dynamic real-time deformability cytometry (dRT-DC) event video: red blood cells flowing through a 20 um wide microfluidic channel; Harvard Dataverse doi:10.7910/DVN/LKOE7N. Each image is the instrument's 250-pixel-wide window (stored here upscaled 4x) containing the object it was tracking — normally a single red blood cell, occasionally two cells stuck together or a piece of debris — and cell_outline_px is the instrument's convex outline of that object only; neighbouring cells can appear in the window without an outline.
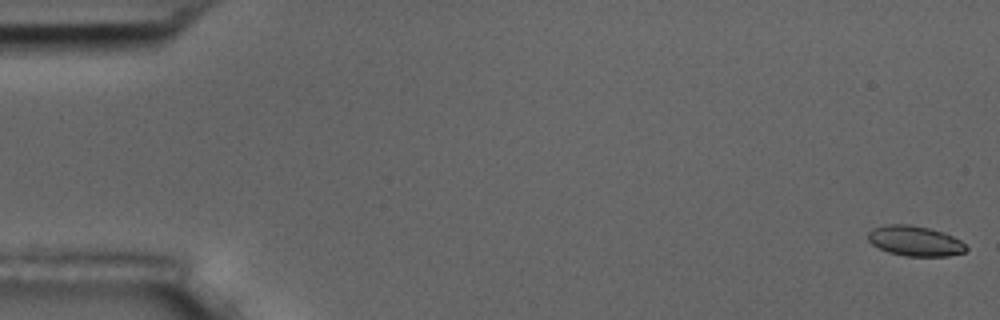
{"species": "common noctule bat (a hibernating species)", "species_latin": "Nyctalus noctula", "temperature_condition": "room temperature", "stored_images_in_passage": 6, "camera_frame_rate_fps": 3000, "um_per_image_px": 0.085, "animal": {"sex": "male", "body_mass_g": 17.5, "forearm_length_mm": 52.3}, "frame": {"image": 1, "passage_image": 1, "time_ms": 0.0, "image_size_px": [1000, 320], "cell_outline_px": [[968, 248], [964, 252], [948, 256], [904, 256], [888, 252], [872, 244], [868, 240], [868, 232], [872, 228], [884, 224], [912, 224], [944, 232], [960, 240]], "centroid_in_image_um": [77.75, 20.47], "position_along_channel_um": 7.2, "area_um2": 17.34}}
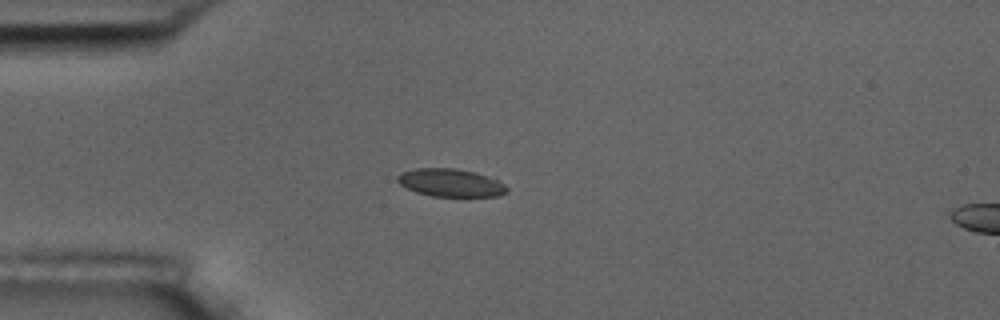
{"frame": {"image": 2, "passage_image": 5, "time_ms": 4.667, "image_size_px": [1000, 320], "cell_outline_px": [[508, 188], [500, 196], [432, 196], [416, 192], [400, 184], [396, 180], [396, 176], [400, 172], [416, 168], [456, 168], [476, 172], [500, 180]], "centroid_in_image_um": [38.29, 15.52], "position_along_channel_um": 46.7, "area_um2": 17.86}}